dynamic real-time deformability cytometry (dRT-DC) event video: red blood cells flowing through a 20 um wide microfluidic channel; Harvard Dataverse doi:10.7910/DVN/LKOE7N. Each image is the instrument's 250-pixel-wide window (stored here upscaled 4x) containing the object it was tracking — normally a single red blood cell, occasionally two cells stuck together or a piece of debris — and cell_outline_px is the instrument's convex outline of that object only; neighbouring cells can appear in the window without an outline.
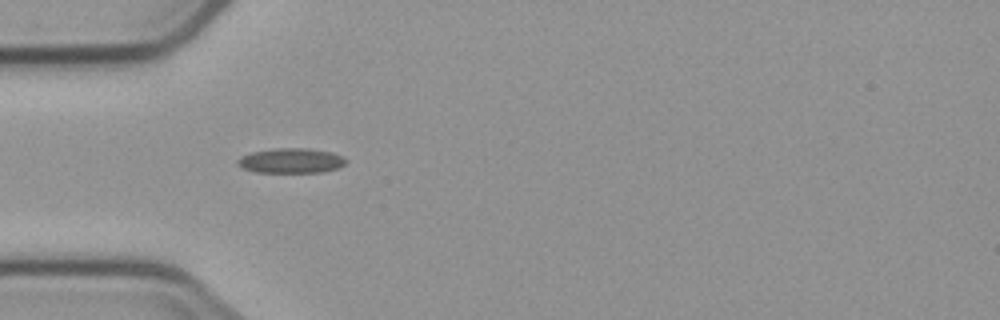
{"species": "common noctule bat (a hibernating species)", "species_latin": "Nyctalus noctula", "temperature_condition": "cold", "stored_images_in_passage": 4, "camera_frame_rate_fps": 3000, "um_per_image_px": 0.085, "animal": {"sex": "male", "body_mass_g": 23.1, "forearm_length_mm": 52.7}, "frame": {"image": 1, "passage_image": 3, "time_ms": 3.667, "image_size_px": [1000, 320], "cell_outline_px": [[348, 160], [344, 164], [336, 168], [320, 172], [256, 172], [244, 168], [236, 164], [236, 160], [240, 156], [252, 152], [276, 148], [308, 148], [332, 152], [344, 156]], "centroid_in_image_um": [24.74, 13.64], "position_along_channel_um": 60.3, "area_um2": 15.72}}
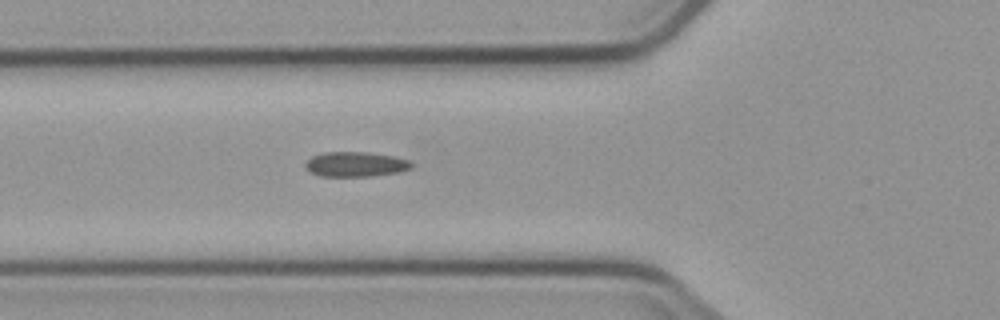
{"frame": {"image": 2, "passage_image": 4, "time_ms": 4.667, "image_size_px": [1000, 320], "cell_outline_px": [[412, 168], [400, 172], [372, 176], [320, 176], [308, 172], [304, 168], [304, 164], [312, 156], [324, 152], [368, 152], [396, 156], [408, 160], [412, 164]], "centroid_in_image_um": [30.21, 13.96], "position_along_channel_um": 95.6, "area_um2": 15.61}}